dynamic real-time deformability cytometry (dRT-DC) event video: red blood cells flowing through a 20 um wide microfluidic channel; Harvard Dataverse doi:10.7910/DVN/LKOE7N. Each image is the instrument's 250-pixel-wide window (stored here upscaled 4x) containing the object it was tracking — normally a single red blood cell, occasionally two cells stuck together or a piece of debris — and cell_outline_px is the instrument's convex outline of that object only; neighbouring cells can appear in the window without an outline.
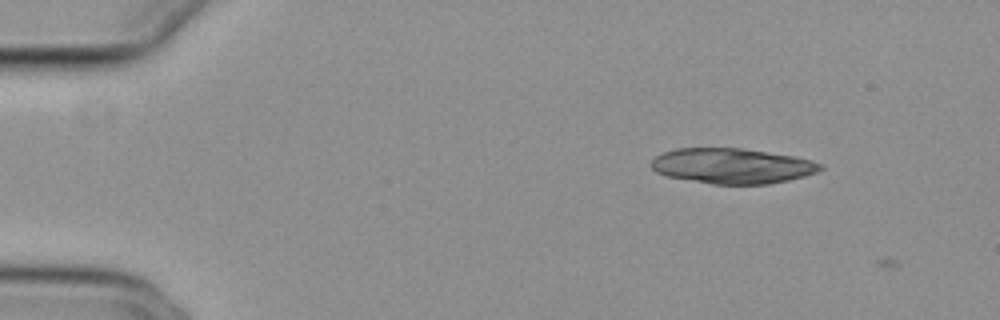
{"species": "common noctule bat (a hibernating species)", "species_latin": "Nyctalus noctula", "temperature_condition": "cold", "stored_images_in_passage": 5, "camera_frame_rate_fps": 3000, "um_per_image_px": 0.085, "animal": {"sex": "female", "body_mass_g": 29.2, "forearm_length_mm": 56.3}, "frame": {"image": 1, "passage_image": 4, "time_ms": 1.0, "image_size_px": [1000, 320], "cell_outline_px": [[824, 168], [816, 172], [804, 176], [788, 180], [768, 184], [712, 184], [664, 176], [656, 172], [652, 168], [652, 160], [656, 156], [664, 152], [676, 148], [740, 148], [796, 156], [812, 160], [824, 164]], "centroid_in_image_um": [62.25, 14.1], "position_along_channel_um": 22.8, "area_um2": 34.91}}